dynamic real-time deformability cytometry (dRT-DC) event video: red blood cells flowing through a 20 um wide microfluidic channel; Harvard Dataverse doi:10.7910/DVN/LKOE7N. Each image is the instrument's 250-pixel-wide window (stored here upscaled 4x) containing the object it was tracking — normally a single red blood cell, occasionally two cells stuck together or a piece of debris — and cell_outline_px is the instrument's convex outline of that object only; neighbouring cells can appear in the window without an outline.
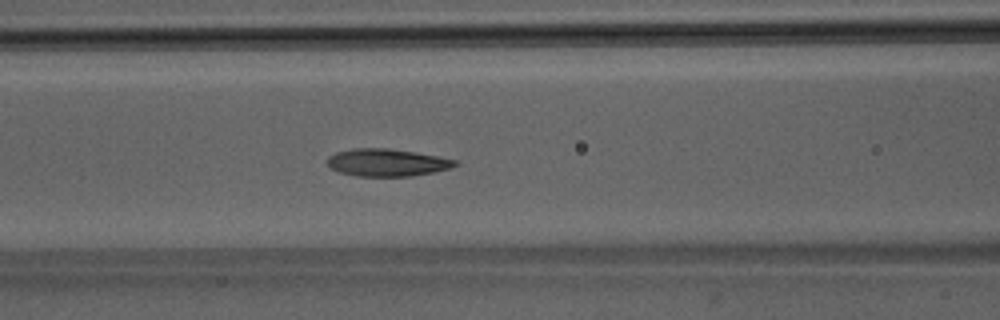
{"species": "Egyptian fruit bat (a non-hibernating species)", "species_latin": "Rousettus aegyptiacus", "temperature_condition": "room temperature", "stored_images_in_passage": 33, "camera_frame_rate_fps": 3000, "um_per_image_px": 0.085, "animal": {"sex": "male"}, "frame": {"image": 1, "passage_image": 15, "time_ms": 4.667, "image_size_px": [1000, 320], "cell_outline_px": [[460, 164], [452, 168], [412, 176], [356, 176], [340, 172], [332, 168], [328, 164], [328, 156], [336, 152], [352, 148], [388, 148], [416, 152], [440, 156], [456, 160]], "centroid_in_image_um": [32.93, 13.81], "position_along_channel_um": 133.7, "area_um2": 20.52}, "authors_computed_cell_mechanics": {"area_um2": 20.519, "velocity_mm_per_s": 4.0273, "shape_relaxation_time_tau1_ms": 4.256, "shape_relaxation_time_tau2_ms": 2.117, "deformation_change_tau1": 0.1413, "deformation_change_tau2": 0.0903}}